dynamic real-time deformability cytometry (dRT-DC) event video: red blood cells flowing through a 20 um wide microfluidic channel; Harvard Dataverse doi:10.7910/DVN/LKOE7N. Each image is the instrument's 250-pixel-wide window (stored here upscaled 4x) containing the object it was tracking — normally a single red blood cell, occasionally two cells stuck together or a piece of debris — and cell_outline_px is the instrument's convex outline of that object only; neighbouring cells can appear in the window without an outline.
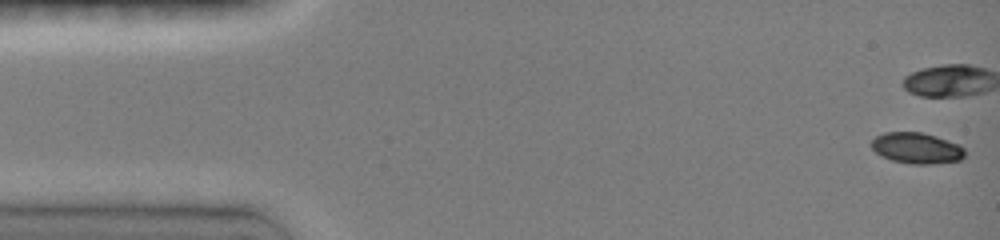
{"species": "common noctule bat (a hibernating species)", "species_latin": "Nyctalus noctula", "temperature_condition": "room temperature", "stored_images_in_passage": 47, "camera_frame_rate_fps": 3000, "um_per_image_px": 0.085, "animal": {"sex": "female", "body_mass_g": 19.0, "forearm_length_mm": 51.5}, "frame": {"image": 1, "passage_image": 1, "time_ms": 0.0, "image_size_px": [1000, 240], "cell_outline_px": [[964, 156], [960, 160], [928, 164], [912, 164], [892, 160], [876, 152], [872, 148], [872, 140], [876, 136], [884, 132], [920, 132], [936, 136], [956, 144], [964, 148]], "centroid_in_image_um": [77.9, 12.58], "position_along_channel_um": 7.1, "area_um2": 16.53}, "authors_computed_cell_mechanics": {"area_um2": 19.3052, "velocity_mm_per_s": 4.1162, "shape_relaxation_time_tau1_ms": 8.0383, "shape_relaxation_time_tau2_ms": null, "deformation_change_tau1": 0.2197, "deformation_change_tau2": null}}